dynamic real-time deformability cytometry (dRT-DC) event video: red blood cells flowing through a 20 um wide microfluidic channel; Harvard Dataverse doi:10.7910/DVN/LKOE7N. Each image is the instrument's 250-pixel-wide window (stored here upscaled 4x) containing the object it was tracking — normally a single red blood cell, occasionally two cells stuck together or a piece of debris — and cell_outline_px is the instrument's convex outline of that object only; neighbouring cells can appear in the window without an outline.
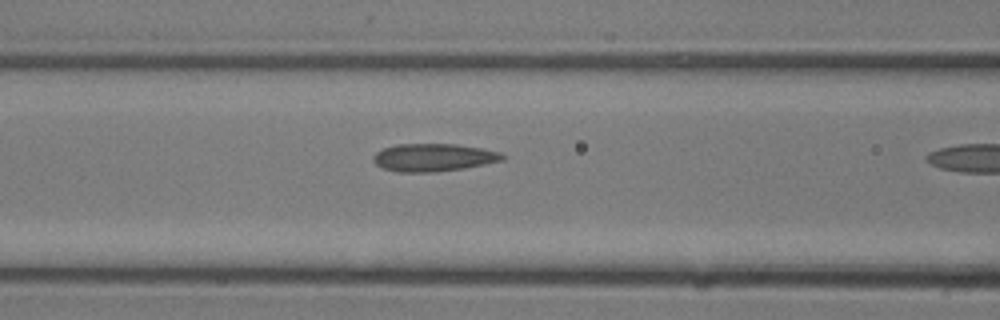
{"species": "common noctule bat (a hibernating species)", "species_latin": "Nyctalus noctula", "temperature_condition": "room temperature", "stored_images_in_passage": 4, "camera_frame_rate_fps": 3000, "um_per_image_px": 0.085, "animal": {"sex": "male", "body_mass_g": 13.3}, "frame": {"image": 1, "passage_image": 3, "time_ms": 0.667, "image_size_px": [1000, 320], "cell_outline_px": [[508, 156], [504, 160], [464, 168], [432, 172], [396, 172], [384, 168], [376, 164], [372, 160], [372, 156], [376, 152], [384, 148], [396, 144], [456, 144], [480, 148], [500, 152]], "centroid_in_image_um": [36.84, 13.38], "position_along_channel_um": 129.8, "area_um2": 20.92}}